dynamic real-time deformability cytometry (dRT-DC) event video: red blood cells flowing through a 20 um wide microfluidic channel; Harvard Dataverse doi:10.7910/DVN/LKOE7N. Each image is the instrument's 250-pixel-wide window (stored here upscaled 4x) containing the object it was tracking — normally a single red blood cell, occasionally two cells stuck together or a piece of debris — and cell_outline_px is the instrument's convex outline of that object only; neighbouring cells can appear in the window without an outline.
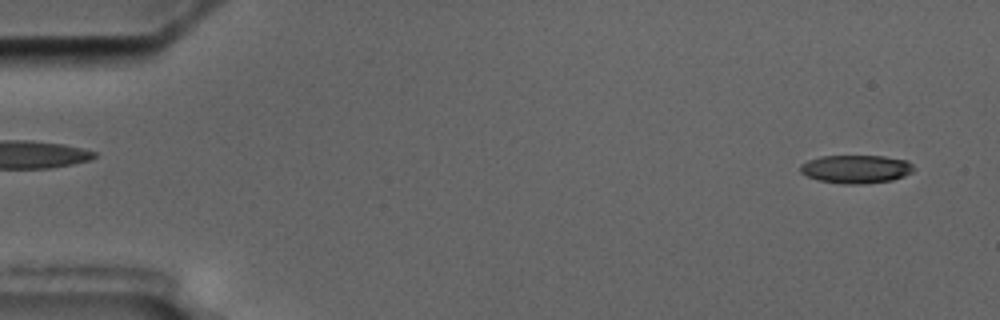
{"species": "common noctule bat (a hibernating species)", "species_latin": "Nyctalus noctula", "temperature_condition": "cold", "stored_images_in_passage": 5, "camera_frame_rate_fps": 3000, "um_per_image_px": 0.085, "animal": {"sex": "male", "body_mass_g": 17.5, "forearm_length_mm": 52.3}, "frame": {"image": 1, "passage_image": 5, "time_ms": 6.0, "image_size_px": [1000, 320], "cell_outline_px": [[916, 168], [912, 172], [904, 176], [892, 180], [864, 184], [844, 184], [816, 180], [800, 172], [800, 164], [808, 160], [820, 156], [884, 156], [908, 160]], "centroid_in_image_um": [72.77, 14.37], "position_along_channel_um": 12.2, "area_um2": 18.9}}